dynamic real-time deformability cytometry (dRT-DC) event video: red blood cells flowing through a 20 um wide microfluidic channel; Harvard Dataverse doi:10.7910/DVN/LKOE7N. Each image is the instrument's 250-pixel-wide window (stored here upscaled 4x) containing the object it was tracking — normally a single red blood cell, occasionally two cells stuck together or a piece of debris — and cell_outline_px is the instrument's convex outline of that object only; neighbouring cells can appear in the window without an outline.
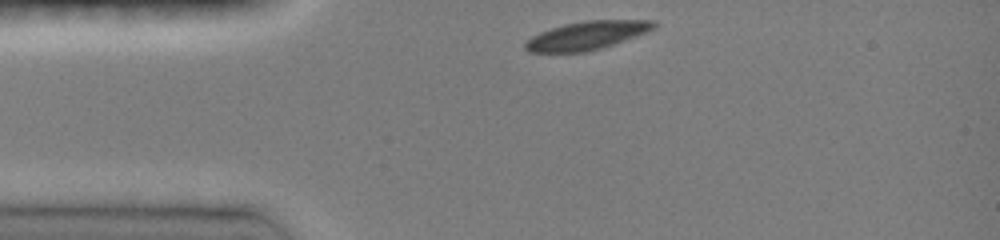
{"species": "common noctule bat (a hibernating species)", "species_latin": "Nyctalus noctula", "temperature_condition": "room temperature", "stored_images_in_passage": 32, "camera_frame_rate_fps": 3000, "um_per_image_px": 0.085, "animal": {"sex": "female", "body_mass_g": 19.0, "forearm_length_mm": 51.5}, "frame": {"image": 1, "passage_image": 1, "time_ms": 0.0, "image_size_px": [1000, 240], "cell_outline_px": [[656, 28], [648, 32], [600, 48], [584, 52], [528, 52], [524, 48], [524, 44], [532, 36], [540, 32], [564, 24], [584, 20], [652, 20], [656, 24]], "centroid_in_image_um": [49.88, 3.01], "position_along_channel_um": 35.1, "area_um2": 21.1}}
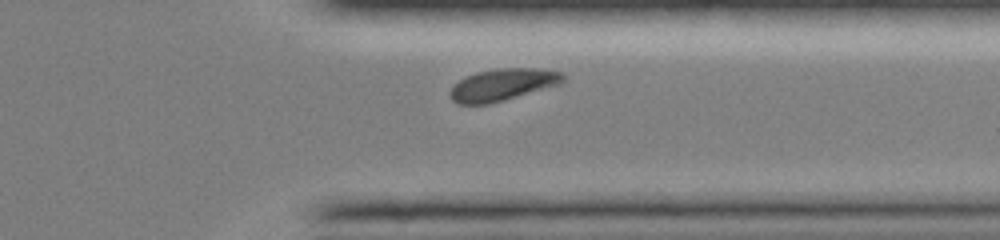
{"frame": {"image": 2, "passage_image": 28, "time_ms": 9.0, "image_size_px": [1000, 240], "cell_outline_px": [[564, 80], [560, 84], [504, 100], [488, 104], [456, 104], [452, 100], [448, 92], [452, 84], [464, 76], [476, 72], [500, 68], [536, 68], [560, 72], [564, 76]], "centroid_in_image_um": [42.65, 7.2], "position_along_channel_um": 368.8, "area_um2": 21.15}}
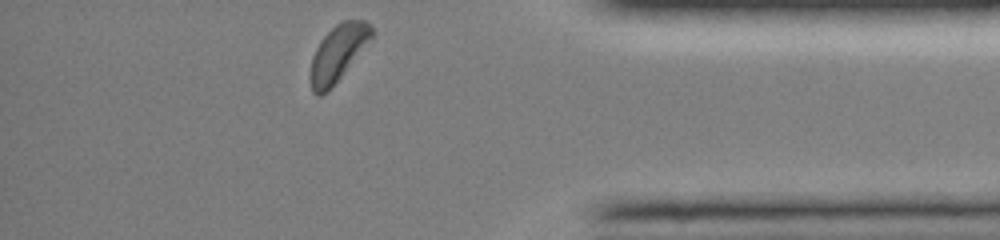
{"frame": {"image": 3, "passage_image": 32, "time_ms": 10.333, "image_size_px": [1000, 240], "cell_outline_px": [[376, 32], [328, 92], [320, 96], [316, 96], [312, 92], [308, 76], [312, 56], [320, 40], [336, 24], [344, 20], [364, 20]], "centroid_in_image_um": [28.67, 4.55], "position_along_channel_um": 406.5, "area_um2": 20.06}, "authors_computed_cell_mechanics": {"area_um2": 22.3108, "velocity_mm_per_s": 4.0041, "shape_relaxation_time_tau1_ms": 3.1506, "shape_relaxation_time_tau2_ms": null, "deformation_change_tau1": 0.1158, "deformation_change_tau2": null}}